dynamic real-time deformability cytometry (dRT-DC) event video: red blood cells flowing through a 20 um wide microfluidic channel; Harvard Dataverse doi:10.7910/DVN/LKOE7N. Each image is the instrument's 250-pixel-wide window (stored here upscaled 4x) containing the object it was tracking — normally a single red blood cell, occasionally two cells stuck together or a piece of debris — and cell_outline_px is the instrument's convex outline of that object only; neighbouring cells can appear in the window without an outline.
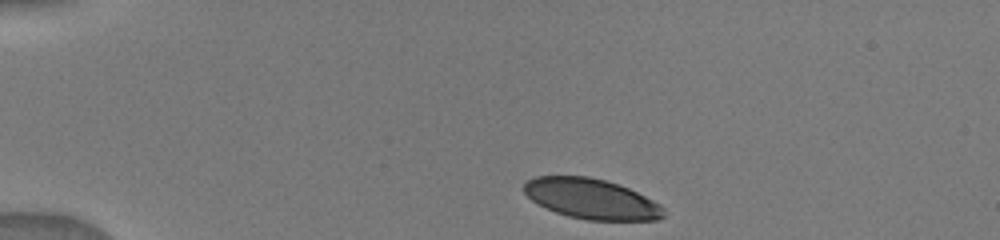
{"species": "human", "species_latin": "Homo sapiens", "temperature_condition": "warm", "stored_images_in_passage": 15, "camera_frame_rate_fps": 3000, "um_per_image_px": 0.085, "donor": {"sex": "male"}, "frame": {"image": 1, "passage_image": 1, "time_ms": 0.0, "image_size_px": [1000, 240], "cell_outline_px": [[664, 216], [656, 220], [588, 220], [568, 216], [556, 212], [536, 204], [524, 192], [524, 184], [528, 180], [536, 176], [588, 176], [604, 180], [628, 188], [660, 204], [664, 208]], "centroid_in_image_um": [50.25, 16.9], "position_along_channel_um": 34.8, "area_um2": 32.54}}
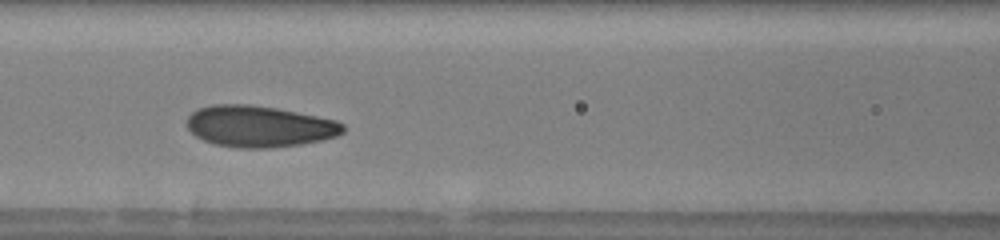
{"frame": {"image": 2, "passage_image": 9, "time_ms": 4.333, "image_size_px": [1000, 240], "cell_outline_px": [[344, 132], [336, 136], [320, 140], [300, 144], [268, 148], [236, 148], [216, 144], [204, 140], [196, 136], [188, 128], [188, 116], [192, 112], [200, 108], [212, 104], [248, 104], [276, 108], [336, 120], [344, 124]], "centroid_in_image_um": [22.04, 10.74], "position_along_channel_um": 144.6, "area_um2": 37.4}}
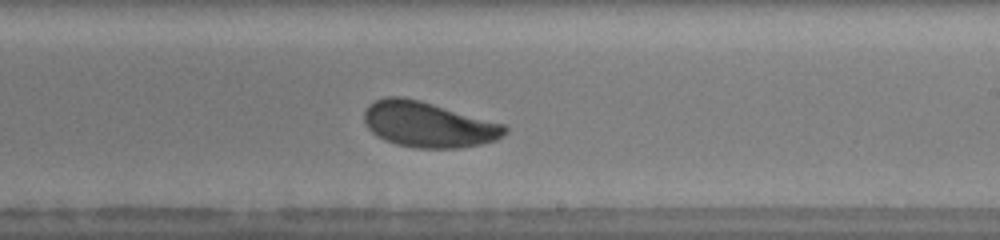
{"frame": {"image": 3, "passage_image": 15, "time_ms": 7.0, "image_size_px": [1000, 240], "cell_outline_px": [[508, 132], [496, 140], [480, 144], [456, 148], [416, 148], [396, 144], [384, 140], [376, 136], [368, 128], [364, 120], [364, 108], [368, 104], [376, 100], [388, 96], [404, 96], [420, 100], [504, 124], [508, 128]], "centroid_in_image_um": [36.37, 10.58], "position_along_channel_um": 252.6, "area_um2": 37.4}}